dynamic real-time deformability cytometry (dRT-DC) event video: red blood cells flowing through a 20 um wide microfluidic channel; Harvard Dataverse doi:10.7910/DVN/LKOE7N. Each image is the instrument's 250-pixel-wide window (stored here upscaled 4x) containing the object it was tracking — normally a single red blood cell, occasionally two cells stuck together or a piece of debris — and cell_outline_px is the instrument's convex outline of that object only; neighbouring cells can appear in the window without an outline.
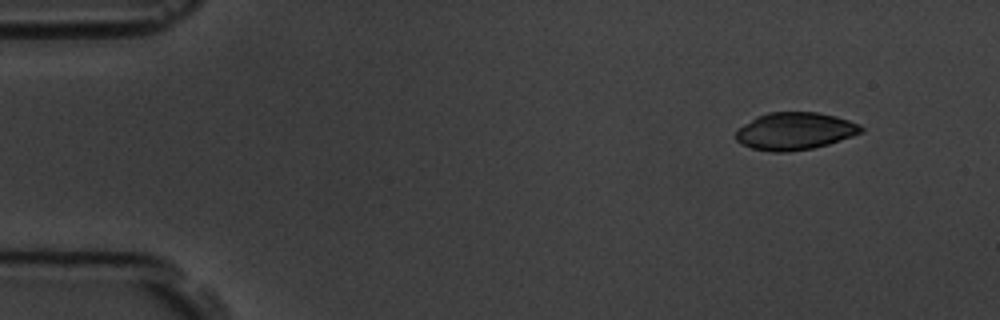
{"species": "common noctule bat (a hibernating species)", "species_latin": "Nyctalus noctula", "temperature_condition": "room temperature", "stored_images_in_passage": 4, "camera_frame_rate_fps": 3000, "um_per_image_px": 0.085, "animal": {"sex": "male", "body_mass_g": 19.5, "forearm_length_mm": 54.6}, "frame": {"image": 1, "passage_image": 1, "time_ms": 0.0, "image_size_px": [1000, 320], "cell_outline_px": [[864, 128], [860, 132], [852, 136], [828, 144], [812, 148], [788, 152], [772, 152], [752, 148], [736, 140], [736, 132], [740, 128], [756, 116], [768, 112], [816, 112], [836, 116], [860, 124]], "centroid_in_image_um": [67.57, 11.14], "position_along_channel_um": 17.4, "area_um2": 27.05}}
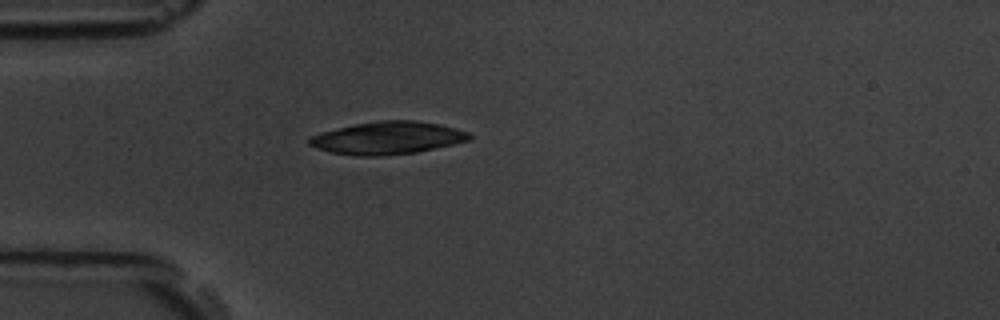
{"frame": {"image": 2, "passage_image": 4, "time_ms": 3.333, "image_size_px": [1000, 320], "cell_outline_px": [[472, 136], [468, 140], [452, 144], [416, 152], [380, 156], [356, 156], [332, 152], [316, 148], [308, 144], [308, 136], [320, 132], [356, 124], [380, 120], [416, 120], [440, 124], [456, 128], [468, 132]], "centroid_in_image_um": [32.91, 11.72], "position_along_channel_um": 52.1, "area_um2": 30.35}}